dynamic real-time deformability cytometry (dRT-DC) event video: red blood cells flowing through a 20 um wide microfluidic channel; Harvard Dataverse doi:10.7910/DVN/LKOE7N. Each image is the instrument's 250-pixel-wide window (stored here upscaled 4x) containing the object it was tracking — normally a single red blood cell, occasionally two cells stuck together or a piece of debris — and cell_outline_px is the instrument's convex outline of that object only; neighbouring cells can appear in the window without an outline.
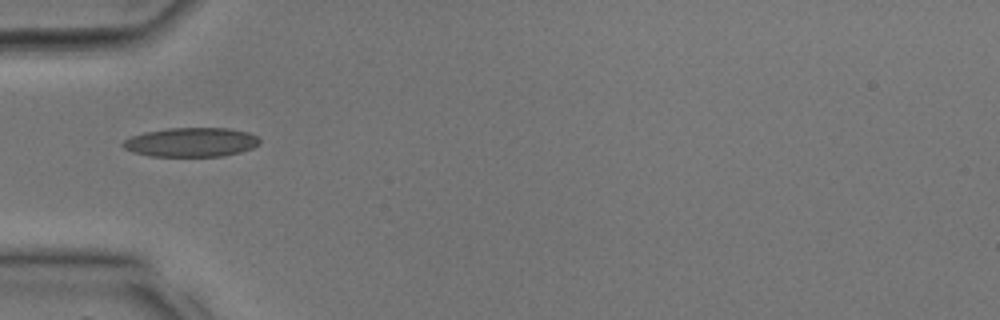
{"species": "common noctule bat (a hibernating species)", "species_latin": "Nyctalus noctula", "temperature_condition": "room temperature", "stored_images_in_passage": 10, "camera_frame_rate_fps": 3000, "um_per_image_px": 0.085, "animal": {"sex": "male", "body_mass_g": 17.9, "forearm_length_mm": 54.2}, "frame": {"image": 1, "passage_image": 1, "time_ms": 0.0, "image_size_px": [1000, 320], "cell_outline_px": [[260, 144], [252, 148], [240, 152], [224, 156], [148, 156], [132, 152], [124, 148], [120, 144], [124, 140], [132, 136], [144, 132], [168, 128], [228, 128], [248, 132], [256, 136], [260, 140]], "centroid_in_image_um": [16.24, 12.09], "position_along_channel_um": 68.8, "area_um2": 23.35}}
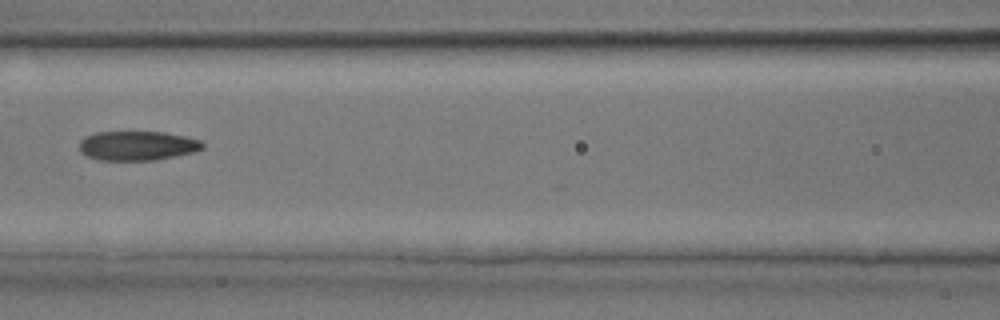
{"frame": {"image": 2, "passage_image": 5, "time_ms": 1.333, "image_size_px": [1000, 320], "cell_outline_px": [[204, 148], [196, 152], [156, 160], [96, 160], [80, 152], [80, 140], [84, 136], [96, 132], [164, 132], [184, 136], [200, 140], [204, 144]], "centroid_in_image_um": [11.68, 12.39], "position_along_channel_um": 154.9, "area_um2": 21.27}}